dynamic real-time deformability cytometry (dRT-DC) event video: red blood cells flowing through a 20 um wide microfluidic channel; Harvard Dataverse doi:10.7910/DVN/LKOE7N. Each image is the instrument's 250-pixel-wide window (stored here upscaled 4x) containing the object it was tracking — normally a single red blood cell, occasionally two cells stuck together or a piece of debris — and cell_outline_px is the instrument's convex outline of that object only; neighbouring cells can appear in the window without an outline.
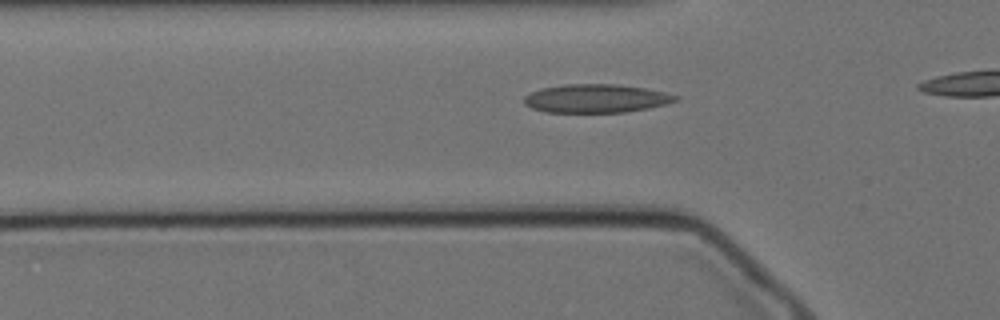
{"species": "Egyptian fruit bat (a non-hibernating species)", "species_latin": "Rousettus aegyptiacus", "temperature_condition": "cold", "stored_images_in_passage": 16, "camera_frame_rate_fps": 3000, "um_per_image_px": 0.085, "animal": {"sex": "female"}, "frame": {"image": 1, "passage_image": 10, "time_ms": 3.0, "image_size_px": [1000, 320], "cell_outline_px": [[680, 100], [648, 108], [624, 112], [544, 112], [532, 108], [524, 104], [524, 96], [532, 92], [544, 88], [564, 84], [616, 84], [644, 88], [664, 92], [680, 96]], "centroid_in_image_um": [50.68, 8.37], "position_along_channel_um": 75.1, "area_um2": 25.03}}
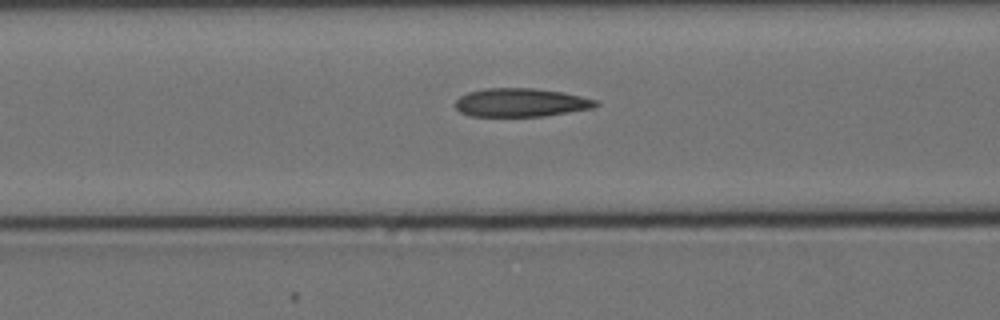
{"frame": {"image": 2, "passage_image": 14, "time_ms": 4.333, "image_size_px": [1000, 320], "cell_outline_px": [[600, 104], [592, 108], [544, 116], [472, 116], [460, 112], [456, 108], [456, 100], [460, 96], [468, 92], [488, 88], [532, 88], [560, 92], [580, 96], [596, 100]], "centroid_in_image_um": [44.25, 8.72], "position_along_channel_um": 122.3, "area_um2": 23.06}}